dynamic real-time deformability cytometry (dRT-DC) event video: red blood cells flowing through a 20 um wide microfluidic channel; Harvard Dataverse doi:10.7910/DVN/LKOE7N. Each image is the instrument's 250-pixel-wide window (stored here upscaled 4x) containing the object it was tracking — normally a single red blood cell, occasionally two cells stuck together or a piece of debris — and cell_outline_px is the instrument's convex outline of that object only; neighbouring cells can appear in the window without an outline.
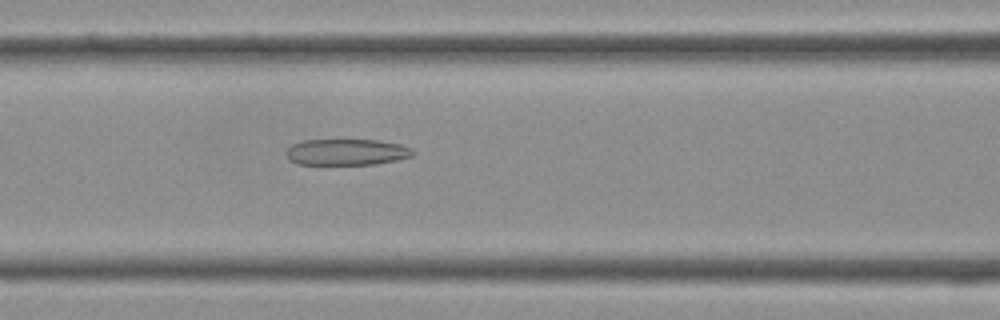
{"species": "Egyptian fruit bat (a non-hibernating species)", "species_latin": "Rousettus aegyptiacus", "temperature_condition": "cold", "stored_images_in_passage": 16, "camera_frame_rate_fps": 3000, "um_per_image_px": 0.085, "frame": {"image": 1, "passage_image": 5, "time_ms": 1.333, "image_size_px": [1000, 320], "cell_outline_px": [[416, 152], [412, 156], [396, 160], [376, 164], [296, 164], [288, 160], [284, 152], [292, 144], [304, 140], [380, 140], [400, 144], [412, 148]], "centroid_in_image_um": [29.45, 12.92], "position_along_channel_um": 137.1, "area_um2": 19.54}}
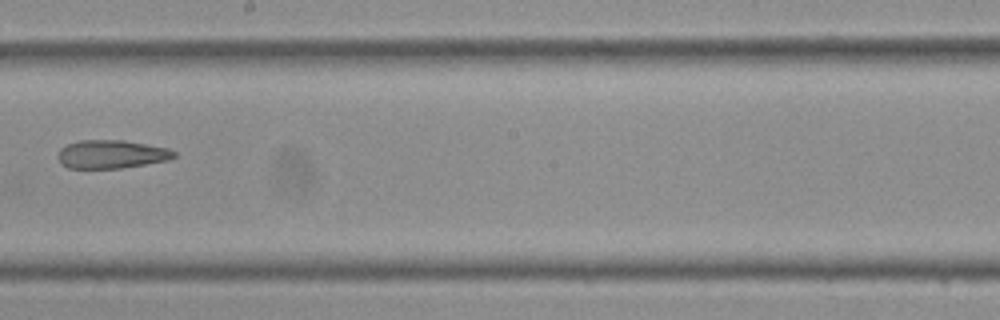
{"frame": {"image": 2, "passage_image": 11, "time_ms": 3.333, "image_size_px": [1000, 320], "cell_outline_px": [[176, 156], [168, 160], [120, 168], [68, 168], [60, 164], [56, 156], [60, 148], [68, 144], [80, 140], [124, 140], [168, 148], [176, 152]], "centroid_in_image_um": [9.43, 13.11], "position_along_channel_um": 238.8, "area_um2": 19.25}}
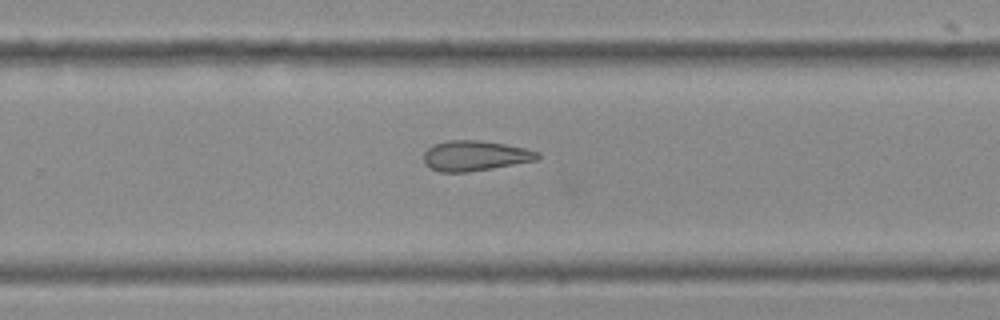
{"frame": {"image": 3, "passage_image": 14, "time_ms": 4.333, "image_size_px": [1000, 320], "cell_outline_px": [[540, 156], [536, 160], [492, 168], [468, 172], [440, 172], [424, 164], [424, 152], [432, 144], [448, 140], [476, 140], [504, 144], [524, 148], [540, 152]], "centroid_in_image_um": [40.35, 13.23], "position_along_channel_um": 289.5, "area_um2": 19.94}}